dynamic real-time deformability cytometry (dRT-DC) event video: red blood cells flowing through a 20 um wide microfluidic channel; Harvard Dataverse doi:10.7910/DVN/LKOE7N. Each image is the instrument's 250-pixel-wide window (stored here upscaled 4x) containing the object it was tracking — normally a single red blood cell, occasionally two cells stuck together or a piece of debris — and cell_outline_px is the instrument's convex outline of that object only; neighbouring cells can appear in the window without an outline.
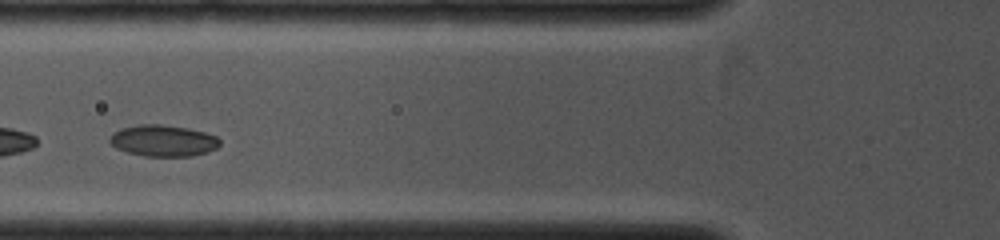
{"species": "common noctule bat (a hibernating species)", "species_latin": "Nyctalus noctula", "temperature_condition": "cold", "stored_images_in_passage": 34, "camera_frame_rate_fps": 4000, "um_per_image_px": 0.085, "animal": {"sex": "female", "body_mass_g": 19.0, "forearm_length_mm": 53.3}, "frame": {"image": 1, "passage_image": 6, "time_ms": 1.0, "image_size_px": [1000, 240], "cell_outline_px": [[220, 144], [216, 148], [208, 152], [192, 156], [144, 156], [128, 152], [116, 148], [108, 140], [112, 132], [120, 128], [136, 124], [160, 124], [188, 128], [204, 132], [216, 136], [220, 140]], "centroid_in_image_um": [13.85, 11.95], "position_along_channel_um": 112.0, "area_um2": 20.29}}
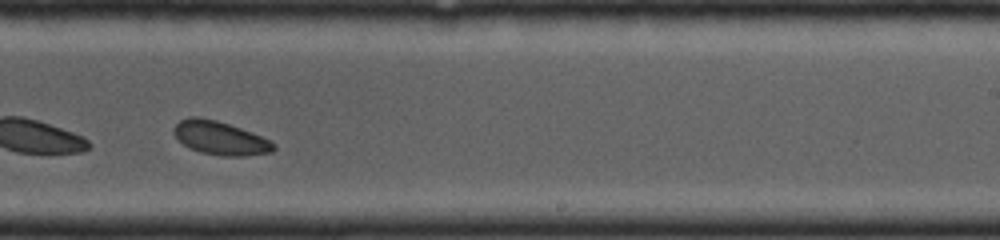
{"frame": {"image": 2, "passage_image": 20, "time_ms": 4.25, "image_size_px": [1000, 240], "cell_outline_px": [[276, 148], [272, 152], [244, 156], [224, 156], [200, 152], [188, 148], [172, 132], [172, 128], [180, 120], [188, 116], [200, 116], [216, 120], [252, 132], [272, 140], [276, 144]], "centroid_in_image_um": [18.72, 11.72], "position_along_channel_um": 270.3, "area_um2": 19.71}}